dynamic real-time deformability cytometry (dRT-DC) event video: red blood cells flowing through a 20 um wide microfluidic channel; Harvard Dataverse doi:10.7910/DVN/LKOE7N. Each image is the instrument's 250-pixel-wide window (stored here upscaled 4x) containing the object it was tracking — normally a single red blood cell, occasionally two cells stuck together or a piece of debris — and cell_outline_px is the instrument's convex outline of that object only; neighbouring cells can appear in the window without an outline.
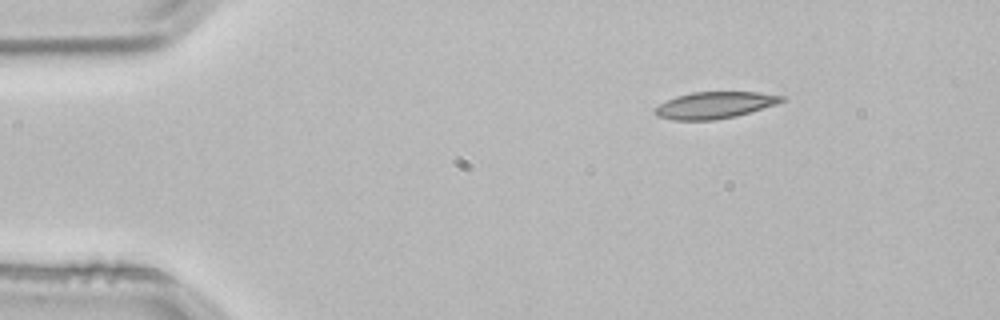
{"species": "common noctule bat (a hibernating species)", "species_latin": "Nyctalus noctula", "temperature_condition": "room temperature", "stored_images_in_passage": 2, "camera_frame_rate_fps": 3000, "um_per_image_px": 0.085, "animal": {"sex": "male", "body_mass_g": 21.5, "forearm_length_mm": 52.0}, "frame": {"image": 1, "passage_image": 1, "time_ms": 0.0, "image_size_px": [1000, 320], "cell_outline_px": [[784, 100], [776, 104], [736, 116], [712, 120], [672, 120], [656, 116], [652, 112], [660, 104], [676, 96], [692, 92], [756, 92], [784, 96]], "centroid_in_image_um": [60.71, 8.94], "position_along_channel_um": 24.3, "area_um2": 19.54}}